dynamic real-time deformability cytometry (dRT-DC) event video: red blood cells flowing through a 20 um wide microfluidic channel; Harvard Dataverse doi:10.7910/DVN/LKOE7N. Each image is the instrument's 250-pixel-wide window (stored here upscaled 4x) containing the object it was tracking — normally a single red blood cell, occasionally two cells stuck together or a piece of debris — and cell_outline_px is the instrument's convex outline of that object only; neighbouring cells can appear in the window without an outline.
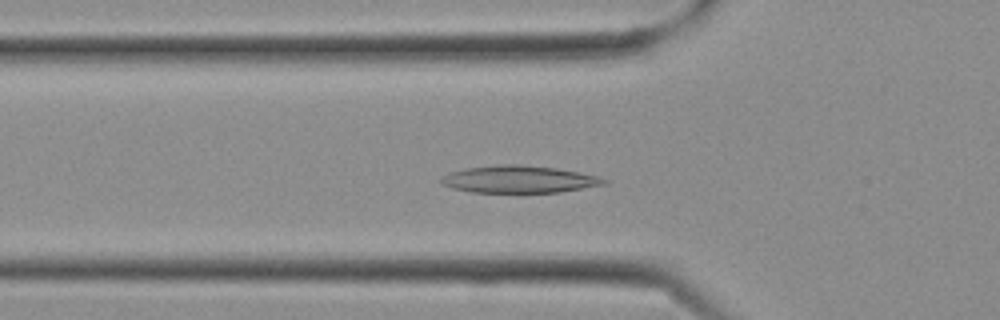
{"species": "Egyptian fruit bat (a non-hibernating species)", "species_latin": "Rousettus aegyptiacus", "temperature_condition": "cold", "stored_images_in_passage": 20, "camera_frame_rate_fps": 3000, "um_per_image_px": 0.085, "frame": {"image": 1, "passage_image": 9, "time_ms": 2.667, "image_size_px": [1000, 320], "cell_outline_px": [[608, 184], [560, 192], [472, 192], [452, 188], [440, 184], [440, 176], [448, 172], [468, 168], [500, 164], [520, 164], [556, 168], [600, 176], [608, 180]], "centroid_in_image_um": [44.11, 15.24], "position_along_channel_um": 81.7, "area_um2": 26.01}}
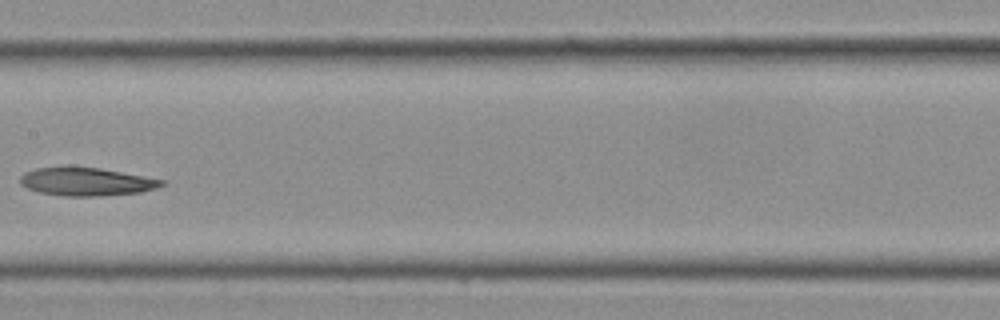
{"frame": {"image": 2, "passage_image": 14, "time_ms": 4.333, "image_size_px": [1000, 320], "cell_outline_px": [[168, 184], [156, 188], [140, 192], [96, 196], [64, 196], [40, 192], [28, 188], [20, 184], [20, 176], [24, 172], [36, 168], [68, 164], [100, 168], [164, 180]], "centroid_in_image_um": [7.3, 15.41], "position_along_channel_um": 200.1, "area_um2": 23.7}}
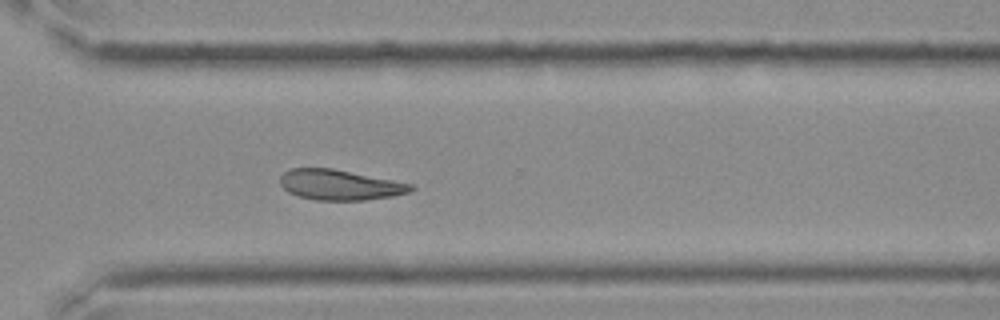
{"frame": {"image": 3, "passage_image": 20, "time_ms": 6.333, "image_size_px": [1000, 320], "cell_outline_px": [[416, 188], [408, 192], [392, 196], [364, 200], [316, 200], [300, 196], [288, 192], [280, 184], [280, 176], [284, 172], [292, 168], [332, 168], [412, 184]], "centroid_in_image_um": [28.86, 15.71], "position_along_channel_um": 341.7, "area_um2": 22.89}}